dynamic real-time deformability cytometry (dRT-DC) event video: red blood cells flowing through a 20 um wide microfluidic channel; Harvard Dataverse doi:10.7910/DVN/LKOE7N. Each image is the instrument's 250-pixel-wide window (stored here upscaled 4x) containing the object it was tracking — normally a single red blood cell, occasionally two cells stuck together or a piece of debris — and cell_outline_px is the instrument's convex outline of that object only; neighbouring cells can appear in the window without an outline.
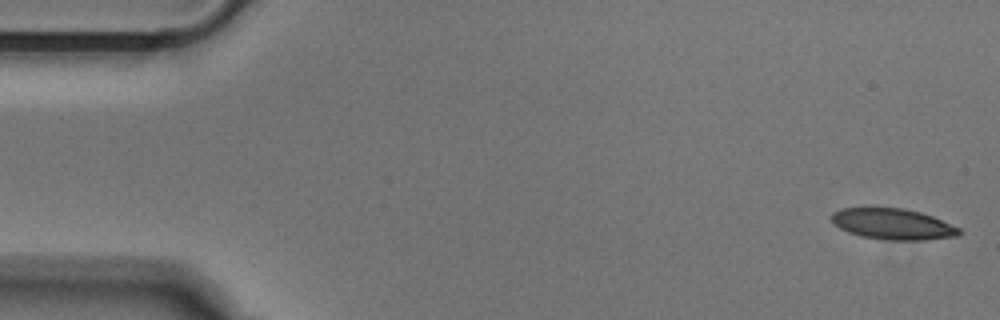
{"species": "Egyptian fruit bat (a non-hibernating species)", "species_latin": "Rousettus aegyptiacus", "temperature_condition": "cold", "stored_images_in_passage": 51, "camera_frame_rate_fps": 3000, "um_per_image_px": 0.085, "animal": {"sex": "male"}, "frame": {"image": 1, "passage_image": 1, "time_ms": 0.0, "image_size_px": [1000, 320], "cell_outline_px": [[964, 232], [960, 236], [924, 240], [888, 240], [860, 236], [848, 232], [840, 228], [832, 220], [832, 212], [840, 208], [904, 208], [920, 212], [932, 216], [960, 228]], "centroid_in_image_um": [75.94, 19.05], "position_along_channel_um": 9.1, "area_um2": 23.06}}
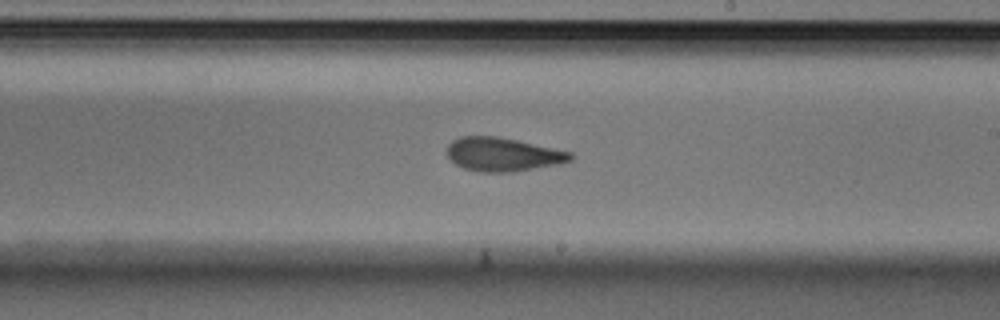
{"frame": {"image": 2, "passage_image": 29, "time_ms": 9.333, "image_size_px": [1000, 320], "cell_outline_px": [[576, 156], [572, 160], [560, 164], [512, 172], [480, 172], [464, 168], [456, 164], [448, 156], [448, 144], [452, 140], [460, 136], [496, 136], [516, 140], [572, 152]], "centroid_in_image_um": [42.77, 13.13], "position_along_channel_um": 246.2, "area_um2": 24.22}}
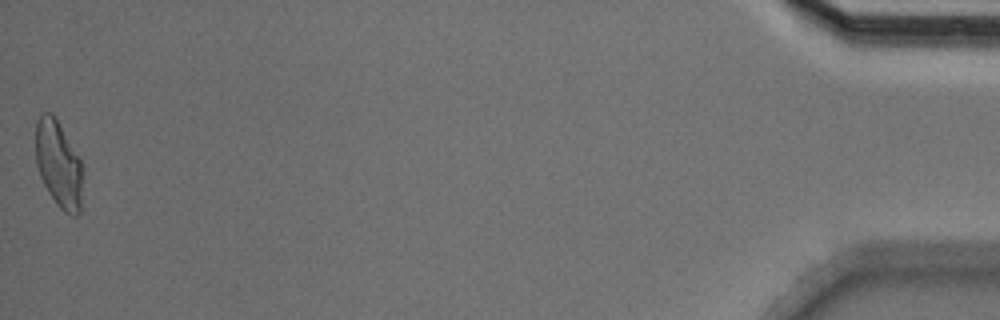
{"frame": {"image": 3, "passage_image": 51, "time_ms": 16.667, "image_size_px": [1000, 320], "cell_outline_px": [[80, 212], [76, 216], [72, 216], [64, 212], [56, 204], [48, 192], [40, 176], [36, 164], [36, 120], [40, 112], [52, 112], [80, 156]], "centroid_in_image_um": [4.94, 13.91], "position_along_channel_um": 430.3, "area_um2": 23.64}}